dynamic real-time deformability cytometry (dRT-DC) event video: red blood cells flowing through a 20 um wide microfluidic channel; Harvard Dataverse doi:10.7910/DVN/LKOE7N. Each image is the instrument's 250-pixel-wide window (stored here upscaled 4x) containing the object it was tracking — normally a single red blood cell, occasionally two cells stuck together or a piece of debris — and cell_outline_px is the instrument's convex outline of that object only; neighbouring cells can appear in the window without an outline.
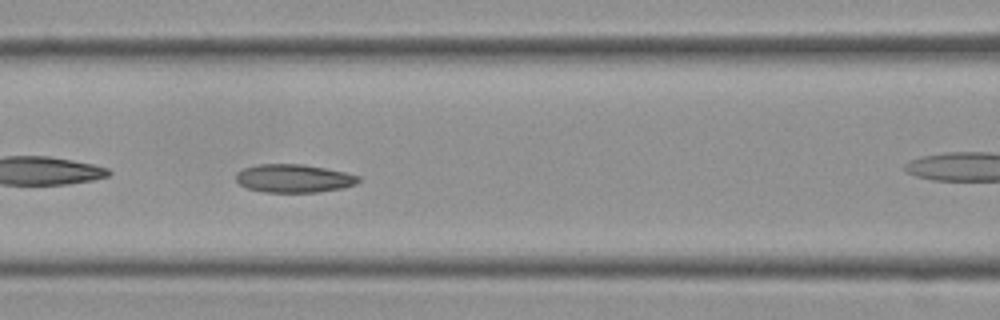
{"species": "Egyptian fruit bat (a non-hibernating species)", "species_latin": "Rousettus aegyptiacus", "temperature_condition": "cold", "stored_images_in_passage": 49, "camera_frame_rate_fps": 3000, "um_per_image_px": 0.085, "frame": {"image": 1, "passage_image": 15, "time_ms": 4.667, "image_size_px": [1000, 320], "cell_outline_px": [[360, 180], [356, 184], [344, 188], [316, 192], [264, 192], [248, 188], [240, 184], [236, 180], [236, 172], [244, 168], [260, 164], [304, 164], [344, 172], [360, 176]], "centroid_in_image_um": [24.98, 15.16], "position_along_channel_um": 141.6, "area_um2": 20.11}}
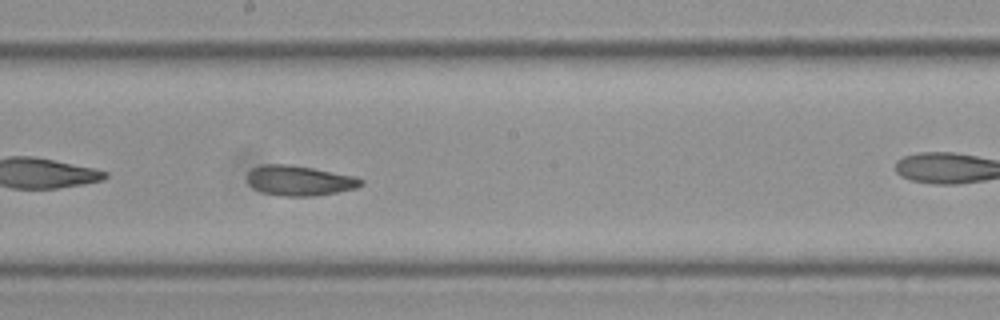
{"frame": {"image": 2, "passage_image": 22, "time_ms": 7.0, "image_size_px": [1000, 320], "cell_outline_px": [[364, 184], [356, 188], [336, 192], [312, 196], [284, 196], [260, 192], [252, 188], [248, 184], [244, 176], [252, 168], [264, 164], [288, 164], [312, 168], [352, 176], [364, 180]], "centroid_in_image_um": [25.37, 15.35], "position_along_channel_um": 222.8, "area_um2": 20.0}, "authors_computed_cell_mechanics": {"area_um2": 20.3456, "velocity_mm_per_s": 3.4791, "shape_relaxation_time_tau1_ms": null, "shape_relaxation_time_tau2_ms": 2.1124, "deformation_change_tau1": null, "deformation_change_tau2": 0.067}}